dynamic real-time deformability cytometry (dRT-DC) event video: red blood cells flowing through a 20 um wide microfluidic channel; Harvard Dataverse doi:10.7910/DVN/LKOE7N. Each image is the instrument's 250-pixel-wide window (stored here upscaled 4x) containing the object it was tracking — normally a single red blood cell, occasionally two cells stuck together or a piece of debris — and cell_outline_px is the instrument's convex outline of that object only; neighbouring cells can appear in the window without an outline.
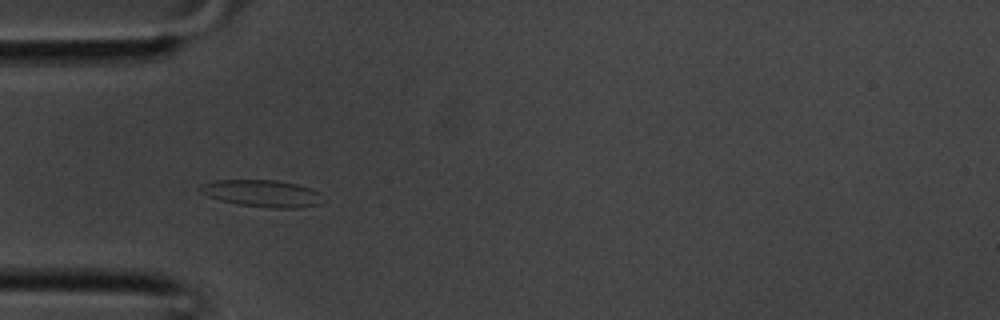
{"species": "common noctule bat (a hibernating species)", "species_latin": "Nyctalus noctula", "temperature_condition": "room temperature", "stored_images_in_passage": 27, "camera_frame_rate_fps": 3000, "um_per_image_px": 0.085, "animal": {"sex": "male", "body_mass_g": 20.1, "forearm_length_mm": 53.5}, "frame": {"image": 1, "passage_image": 1, "time_ms": 0.0, "image_size_px": [1000, 320], "cell_outline_px": [[328, 200], [320, 204], [296, 208], [272, 208], [236, 204], [220, 200], [208, 196], [200, 192], [196, 188], [200, 184], [216, 180], [276, 180], [296, 184], [312, 188], [320, 192]], "centroid_in_image_um": [22.32, 16.44], "position_along_channel_um": 62.7, "area_um2": 19.71}}
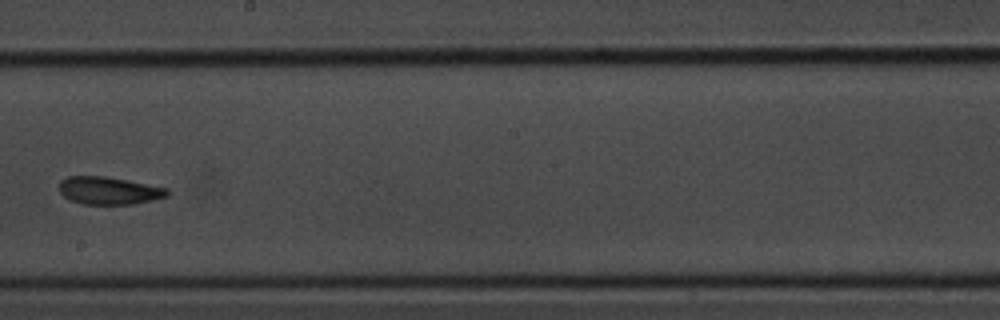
{"frame": {"image": 2, "passage_image": 11, "time_ms": 3.333, "image_size_px": [1000, 320], "cell_outline_px": [[168, 196], [152, 200], [132, 204], [80, 204], [64, 196], [60, 192], [60, 180], [68, 176], [104, 176], [128, 180], [168, 188]], "centroid_in_image_um": [9.26, 16.19], "position_along_channel_um": 238.9, "area_um2": 17.34}}
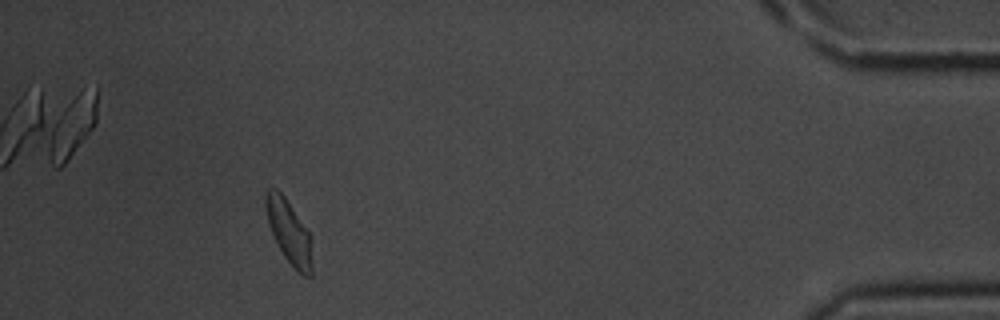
{"frame": {"image": 3, "passage_image": 24, "time_ms": 7.667, "image_size_px": [1000, 320], "cell_outline_px": [[312, 276], [304, 276], [296, 272], [284, 256], [272, 232], [268, 220], [264, 204], [264, 196], [268, 188], [276, 188], [284, 196], [308, 232], [312, 260]], "centroid_in_image_um": [24.55, 19.72], "position_along_channel_um": 410.7, "area_um2": 16.76}}